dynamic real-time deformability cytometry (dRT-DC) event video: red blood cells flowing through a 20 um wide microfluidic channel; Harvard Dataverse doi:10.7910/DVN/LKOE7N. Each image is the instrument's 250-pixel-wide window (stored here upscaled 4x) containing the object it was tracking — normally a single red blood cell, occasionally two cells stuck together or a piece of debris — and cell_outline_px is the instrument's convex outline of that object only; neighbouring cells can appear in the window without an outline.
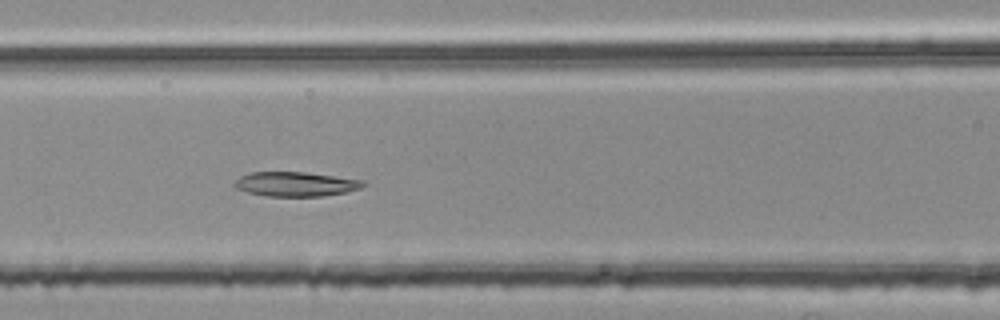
{"species": "common noctule bat (a hibernating species)", "species_latin": "Nyctalus noctula", "temperature_condition": "room temperature", "stored_images_in_passage": 53, "segment_of_instrument_passage": [2, 2], "camera_frame_rate_fps": 3000, "um_per_image_px": 0.085, "animal": {"sex": "female", "body_mass_g": 25.1}, "frame": {"image": 1, "passage_image": 24, "time_ms": 7.667, "image_size_px": [1000, 320], "cell_outline_px": [[368, 184], [360, 188], [344, 192], [324, 196], [264, 196], [248, 192], [236, 188], [232, 184], [240, 176], [252, 172], [304, 172], [364, 180]], "centroid_in_image_um": [25.13, 15.65], "position_along_channel_um": 141.5, "area_um2": 18.32}}
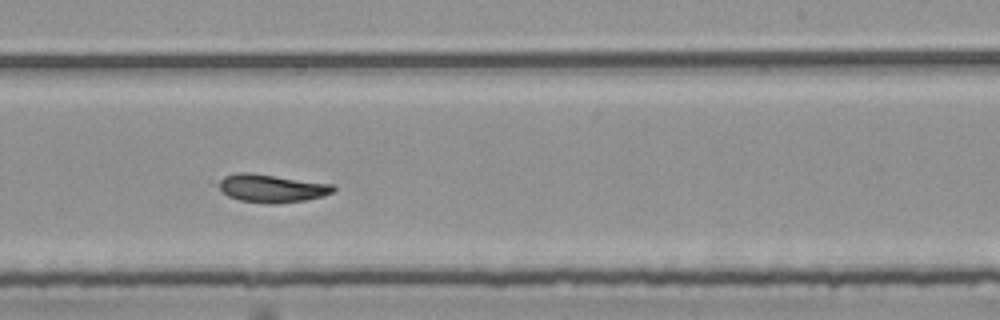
{"frame": {"image": 2, "passage_image": 34, "time_ms": 11.0, "image_size_px": [1000, 320], "cell_outline_px": [[336, 188], [332, 192], [324, 196], [304, 200], [276, 204], [268, 204], [240, 200], [228, 196], [220, 192], [220, 180], [224, 176], [236, 172], [248, 172], [336, 184]], "centroid_in_image_um": [23.11, 16.0], "position_along_channel_um": 265.9, "area_um2": 18.9}}
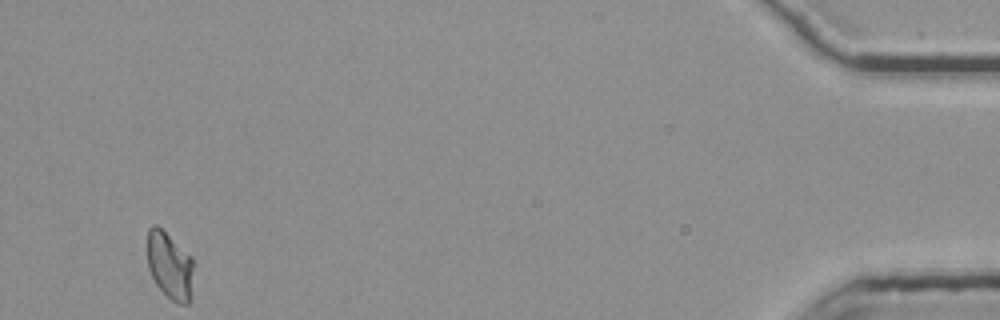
{"frame": {"image": 3, "passage_image": 53, "time_ms": 17.333, "image_size_px": [1000, 320], "cell_outline_px": [[192, 268], [188, 304], [176, 304], [156, 284], [148, 268], [148, 228], [152, 224], [156, 224], [192, 256]], "centroid_in_image_um": [14.4, 22.54], "position_along_channel_um": 420.8, "area_um2": 17.63}}